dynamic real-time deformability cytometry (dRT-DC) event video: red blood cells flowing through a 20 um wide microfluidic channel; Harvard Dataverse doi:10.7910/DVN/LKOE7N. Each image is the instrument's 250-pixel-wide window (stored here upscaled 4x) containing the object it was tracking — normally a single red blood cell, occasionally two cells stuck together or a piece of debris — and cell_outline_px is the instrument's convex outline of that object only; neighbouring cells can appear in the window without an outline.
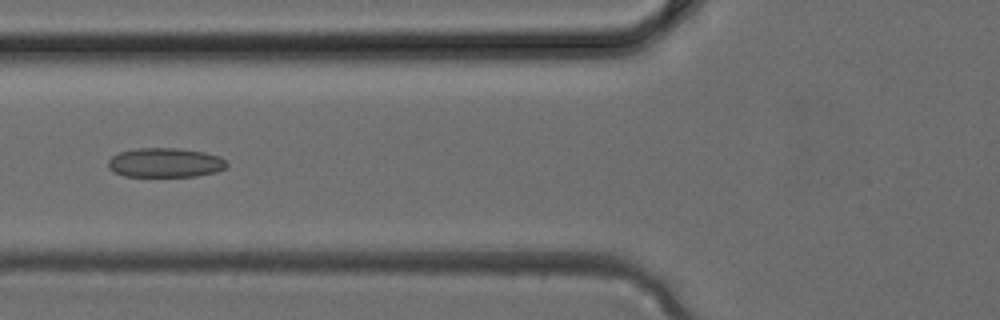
{"species": "common noctule bat (a hibernating species)", "species_latin": "Nyctalus noctula", "temperature_condition": "cold", "stored_images_in_passage": 3, "camera_frame_rate_fps": 3000, "um_per_image_px": 0.085, "animal": {"sex": "female", "body_mass_g": 24.6, "forearm_length_mm": 56.2}, "frame": {"image": 1, "passage_image": 3, "time_ms": 0.667, "image_size_px": [1000, 320], "cell_outline_px": [[228, 164], [224, 168], [216, 172], [196, 176], [124, 176], [108, 168], [108, 160], [112, 156], [120, 152], [136, 148], [180, 148], [204, 152], [220, 156]], "centroid_in_image_um": [14.04, 13.82], "position_along_channel_um": 111.8, "area_um2": 20.29}}